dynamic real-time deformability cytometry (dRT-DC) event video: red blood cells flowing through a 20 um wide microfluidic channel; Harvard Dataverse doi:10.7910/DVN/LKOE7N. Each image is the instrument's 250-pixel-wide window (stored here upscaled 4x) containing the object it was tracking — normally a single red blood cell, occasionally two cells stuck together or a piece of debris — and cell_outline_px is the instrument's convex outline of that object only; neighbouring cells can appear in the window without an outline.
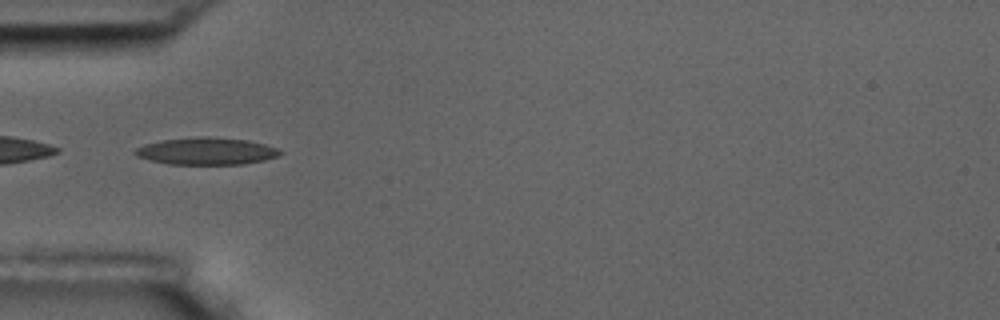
{"species": "common noctule bat (a hibernating species)", "species_latin": "Nyctalus noctula", "temperature_condition": "room temperature", "stored_images_in_passage": 15, "camera_frame_rate_fps": 3000, "um_per_image_px": 0.085, "animal": {"sex": "male", "body_mass_g": 17.5, "forearm_length_mm": 52.3}, "frame": {"image": 1, "passage_image": 5, "time_ms": 5.667, "image_size_px": [1000, 320], "cell_outline_px": [[284, 152], [280, 156], [264, 160], [244, 164], [168, 164], [136, 156], [132, 152], [136, 148], [144, 144], [160, 140], [204, 136], [248, 140], [264, 144], [276, 148]], "centroid_in_image_um": [17.55, 12.85], "position_along_channel_um": 67.4, "area_um2": 22.95}}
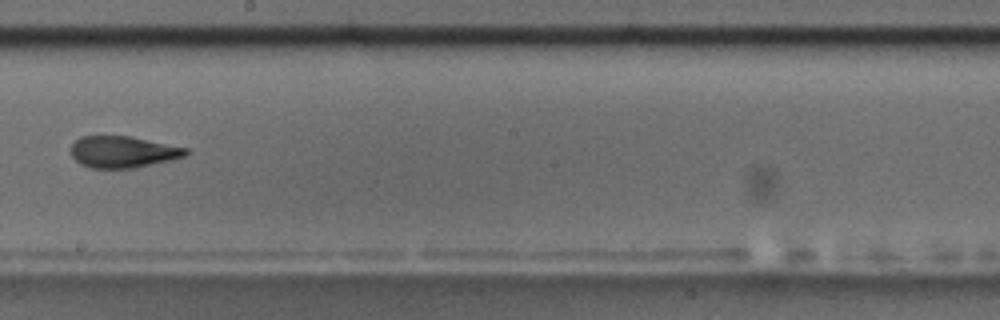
{"frame": {"image": 2, "passage_image": 9, "time_ms": 10.333, "image_size_px": [1000, 320], "cell_outline_px": [[188, 152], [184, 156], [172, 160], [136, 168], [88, 168], [80, 164], [72, 156], [72, 144], [80, 136], [132, 136], [188, 148]], "centroid_in_image_um": [10.46, 12.91], "position_along_channel_um": 237.7, "area_um2": 21.27}}
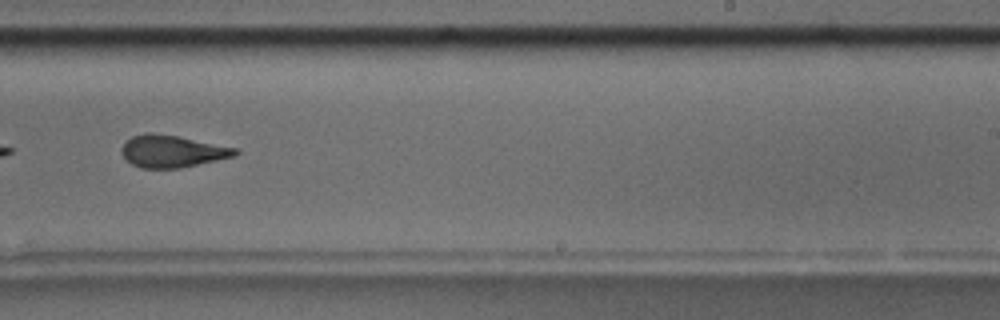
{"frame": {"image": 3, "passage_image": 10, "time_ms": 11.333, "image_size_px": [1000, 320], "cell_outline_px": [[240, 152], [236, 156], [180, 168], [140, 168], [132, 164], [120, 152], [120, 148], [132, 136], [144, 132], [152, 132], [176, 136], [236, 148]], "centroid_in_image_um": [14.62, 12.86], "position_along_channel_um": 274.4, "area_um2": 21.15}, "authors_computed_cell_mechanics": {"area_um2": 22.9466, "velocity_mm_per_s": 3.6597, "shape_relaxation_time_tau1_ms": 4.0442, "shape_relaxation_time_tau2_ms": 1.9514, "deformation_change_tau1": 0.1412, "deformation_change_tau2": 0.0934}}